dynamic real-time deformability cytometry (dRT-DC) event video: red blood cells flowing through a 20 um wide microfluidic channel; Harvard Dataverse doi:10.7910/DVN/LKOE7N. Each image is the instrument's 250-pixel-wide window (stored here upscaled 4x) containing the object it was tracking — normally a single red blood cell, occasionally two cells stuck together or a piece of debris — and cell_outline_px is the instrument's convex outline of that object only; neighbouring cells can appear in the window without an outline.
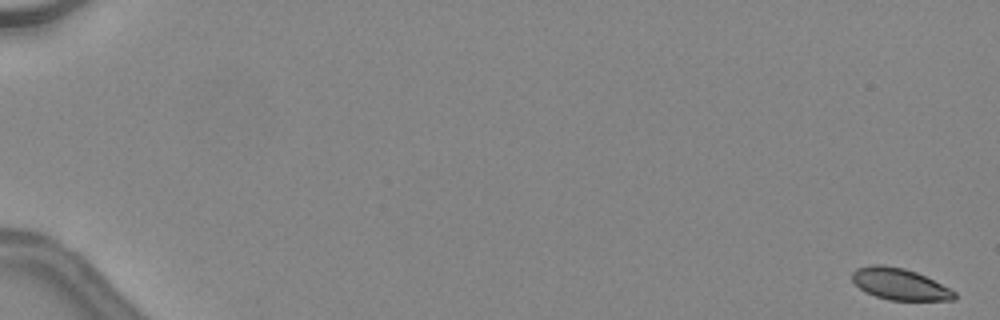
{"species": "common noctule bat (a hibernating species)", "species_latin": "Nyctalus noctula", "temperature_condition": "warm", "stored_images_in_passage": 17, "camera_frame_rate_fps": 3000, "um_per_image_px": 0.085, "animal": {"sex": "female", "body_mass_g": 24.6, "forearm_length_mm": 56.2}, "frame": {"image": 1, "passage_image": 1, "time_ms": 0.0, "image_size_px": [1000, 320], "cell_outline_px": [[956, 300], [892, 300], [876, 296], [860, 288], [852, 280], [852, 272], [856, 268], [872, 264], [884, 264], [904, 268], [916, 272], [956, 292]], "centroid_in_image_um": [76.45, 24.13], "position_along_channel_um": 8.5, "area_um2": 18.55}}